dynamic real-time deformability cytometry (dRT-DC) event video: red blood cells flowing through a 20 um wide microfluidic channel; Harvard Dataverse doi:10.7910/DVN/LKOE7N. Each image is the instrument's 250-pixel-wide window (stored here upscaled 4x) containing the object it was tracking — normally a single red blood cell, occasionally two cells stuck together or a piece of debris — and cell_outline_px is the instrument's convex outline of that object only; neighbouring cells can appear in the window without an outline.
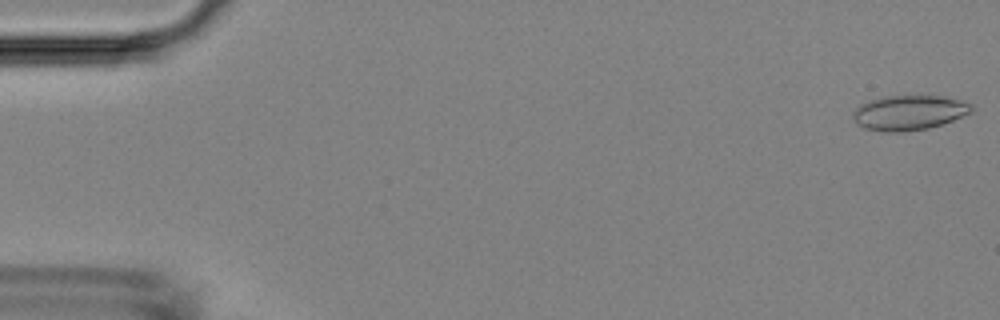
{"species": "Egyptian fruit bat (a non-hibernating species)", "species_latin": "Rousettus aegyptiacus", "temperature_condition": "room temperature", "stored_images_in_passage": 52, "camera_frame_rate_fps": 3000, "um_per_image_px": 0.085, "animal": {"sex": "female"}, "frame": {"image": 1, "passage_image": 1, "time_ms": 0.0, "image_size_px": [1000, 320], "cell_outline_px": [[972, 112], [944, 124], [928, 128], [904, 132], [884, 132], [864, 128], [856, 124], [852, 116], [852, 112], [860, 104], [868, 100], [880, 96], [944, 96], [960, 100], [972, 104]], "centroid_in_image_um": [77.24, 9.58], "position_along_channel_um": 7.8, "area_um2": 24.39}}
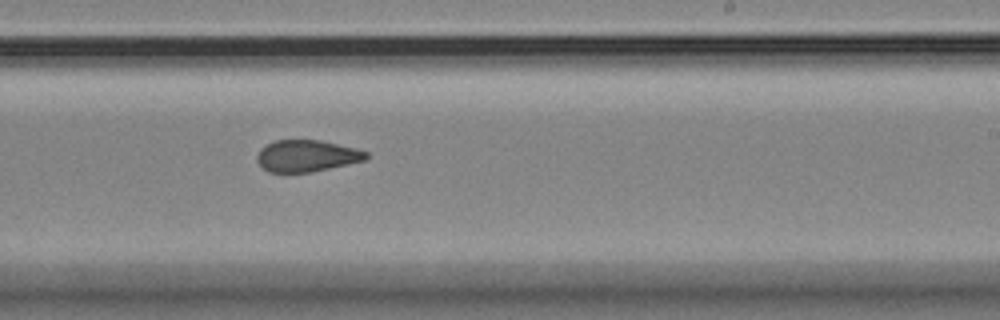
{"frame": {"image": 2, "passage_image": 32, "time_ms": 10.333, "image_size_px": [1000, 320], "cell_outline_px": [[368, 156], [364, 160], [348, 164], [312, 172], [268, 172], [256, 160], [256, 156], [260, 148], [272, 140], [320, 140], [356, 148], [368, 152]], "centroid_in_image_um": [26.04, 13.24], "position_along_channel_um": 263.0, "area_um2": 20.17}}
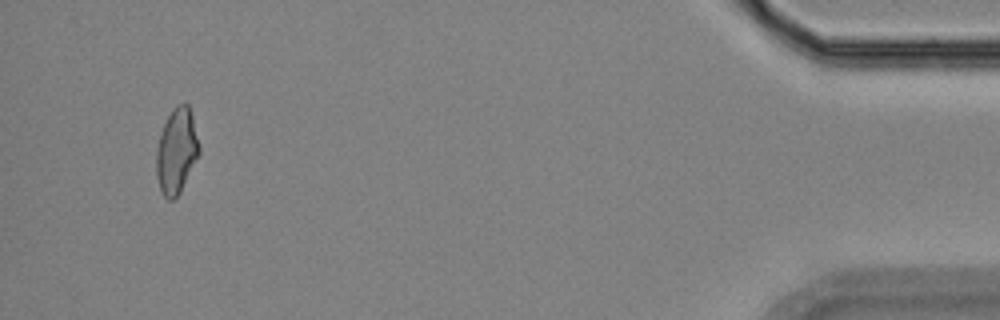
{"frame": {"image": 3, "passage_image": 50, "time_ms": 16.333, "image_size_px": [1000, 320], "cell_outline_px": [[200, 152], [180, 192], [172, 200], [168, 200], [160, 192], [156, 176], [156, 148], [160, 132], [172, 108], [176, 104], [188, 104], [192, 116], [200, 148]], "centroid_in_image_um": [14.98, 12.84], "position_along_channel_um": 420.2, "area_um2": 21.27}, "authors_computed_cell_mechanics": {"area_um2": 21.5594, "velocity_mm_per_s": 3.8163, "shape_relaxation_time_tau1_ms": null, "shape_relaxation_time_tau2_ms": 2.3086, "deformation_change_tau1": null, "deformation_change_tau2": 0.0844}}